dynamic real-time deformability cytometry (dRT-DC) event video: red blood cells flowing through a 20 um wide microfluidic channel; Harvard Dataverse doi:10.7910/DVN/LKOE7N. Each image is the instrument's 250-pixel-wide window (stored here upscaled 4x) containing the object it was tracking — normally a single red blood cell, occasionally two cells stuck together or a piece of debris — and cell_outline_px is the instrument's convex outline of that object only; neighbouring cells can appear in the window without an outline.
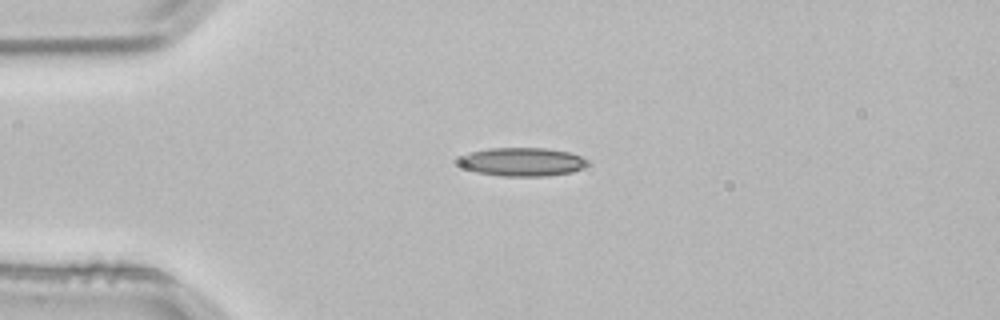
{"species": "common noctule bat (a hibernating species)", "species_latin": "Nyctalus noctula", "temperature_condition": "room temperature", "stored_images_in_passage": 3, "camera_frame_rate_fps": 3000, "um_per_image_px": 0.085, "animal": {"sex": "male", "body_mass_g": 21.5, "forearm_length_mm": 52.0}, "frame": {"image": 1, "passage_image": 2, "time_ms": 0.333, "image_size_px": [1000, 320], "cell_outline_px": [[588, 164], [572, 172], [548, 176], [504, 176], [476, 172], [464, 168], [456, 160], [460, 156], [472, 152], [488, 148], [548, 148], [568, 152], [580, 156], [588, 160]], "centroid_in_image_um": [44.37, 13.75], "position_along_channel_um": 40.6, "area_um2": 21.39}}
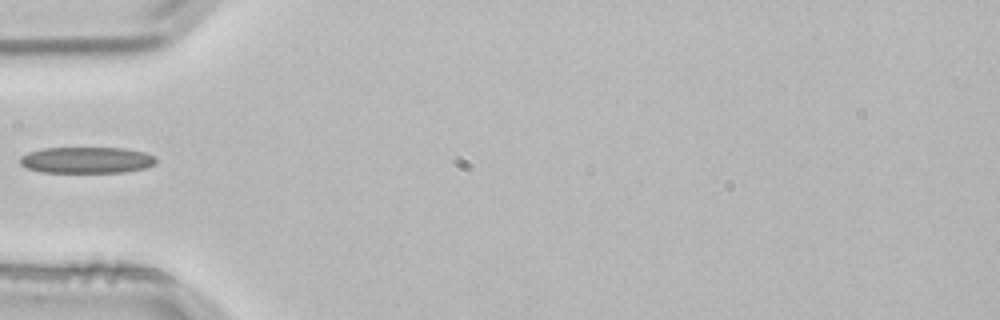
{"frame": {"image": 2, "passage_image": 3, "time_ms": 0.667, "image_size_px": [1000, 320], "cell_outline_px": [[156, 164], [144, 168], [124, 172], [40, 172], [28, 168], [20, 164], [20, 156], [28, 152], [44, 148], [124, 148], [144, 152], [156, 156]], "centroid_in_image_um": [7.37, 13.6], "position_along_channel_um": 77.6, "area_um2": 20.87}}